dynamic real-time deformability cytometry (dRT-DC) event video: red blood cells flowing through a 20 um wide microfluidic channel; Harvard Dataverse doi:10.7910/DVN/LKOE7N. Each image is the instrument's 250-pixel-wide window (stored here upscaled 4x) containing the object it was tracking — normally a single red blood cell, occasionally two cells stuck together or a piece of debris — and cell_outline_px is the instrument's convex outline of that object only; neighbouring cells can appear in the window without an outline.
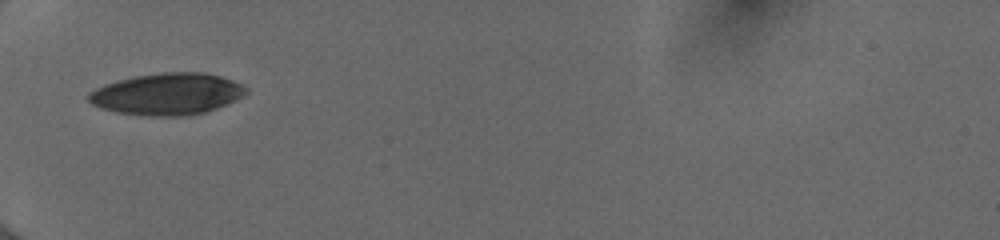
{"species": "human", "species_latin": "Homo sapiens", "temperature_condition": "cold", "stored_images_in_passage": 33, "camera_frame_rate_fps": 3000, "um_per_image_px": 0.085, "donor": {"sex": "female"}, "frame": {"image": 1, "passage_image": 1, "time_ms": 0.0, "image_size_px": [1000, 240], "cell_outline_px": [[248, 92], [216, 108], [204, 112], [184, 116], [148, 116], [116, 112], [100, 108], [92, 104], [88, 100], [88, 92], [104, 84], [116, 80], [136, 76], [160, 72], [204, 72], [220, 76], [232, 80], [248, 88]], "centroid_in_image_um": [14.16, 7.98], "position_along_channel_um": 70.8, "area_um2": 38.15}}
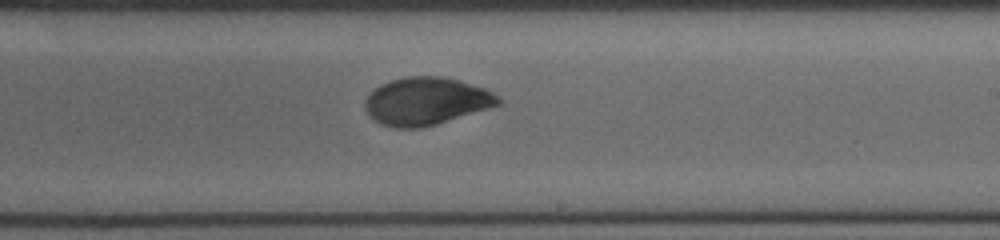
{"frame": {"image": 2, "passage_image": 15, "time_ms": 4.667, "image_size_px": [1000, 240], "cell_outline_px": [[504, 100], [500, 104], [488, 108], [436, 124], [420, 128], [396, 128], [380, 124], [364, 108], [364, 100], [380, 84], [388, 80], [408, 76], [444, 76], [488, 88], [500, 96]], "centroid_in_image_um": [36.26, 8.58], "position_along_channel_um": 252.7, "area_um2": 37.17}}
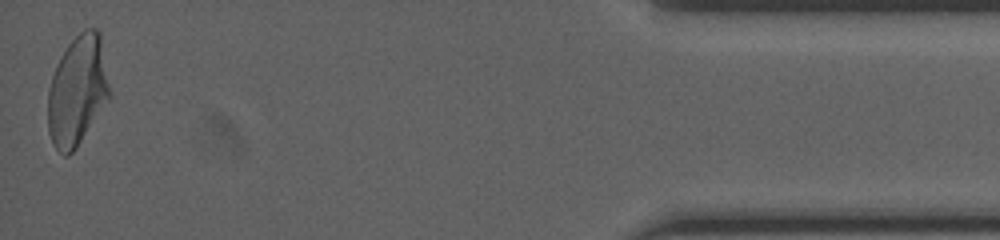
{"frame": {"image": 3, "passage_image": 33, "time_ms": 10.667, "image_size_px": [1000, 240], "cell_outline_px": [[112, 92], [108, 100], [76, 148], [68, 156], [64, 156], [52, 144], [48, 132], [48, 88], [56, 64], [60, 56], [68, 44], [84, 28], [96, 28], [100, 32]], "centroid_in_image_um": [6.59, 7.69], "position_along_channel_um": 428.6, "area_um2": 39.88}, "authors_computed_cell_mechanics": {"area_um2": 37.6278, "velocity_mm_per_s": 4.0201, "shape_relaxation_time_tau1_ms": 4.3465, "shape_relaxation_time_tau2_ms": 1.146, "deformation_change_tau1": 0.1643, "deformation_change_tau2": 0.0475}}